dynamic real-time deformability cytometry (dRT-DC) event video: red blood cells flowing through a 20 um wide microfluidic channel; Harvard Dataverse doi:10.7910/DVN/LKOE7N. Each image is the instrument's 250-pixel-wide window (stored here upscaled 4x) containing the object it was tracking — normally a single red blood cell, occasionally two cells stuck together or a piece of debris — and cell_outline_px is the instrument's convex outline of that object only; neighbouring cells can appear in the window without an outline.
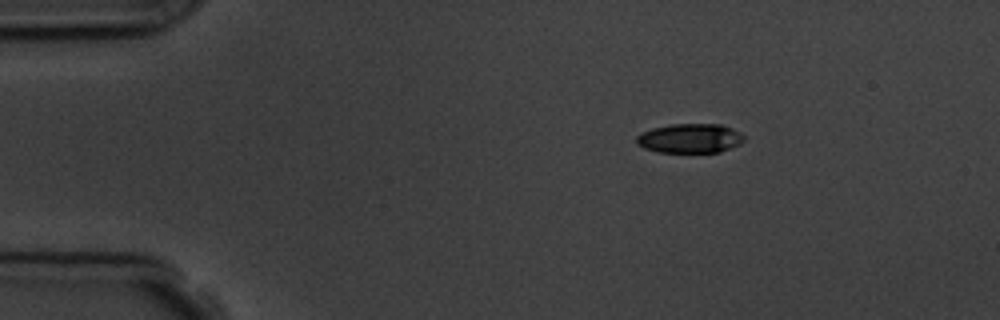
{"species": "common noctule bat (a hibernating species)", "species_latin": "Nyctalus noctula", "temperature_condition": "room temperature", "stored_images_in_passage": 3, "camera_frame_rate_fps": 3000, "um_per_image_px": 0.085, "animal": {"sex": "male", "body_mass_g": 19.5, "forearm_length_mm": 54.6}, "frame": {"image": 1, "passage_image": 1, "time_ms": 0.0, "image_size_px": [1000, 320], "cell_outline_px": [[744, 140], [740, 144], [720, 152], [656, 152], [644, 148], [636, 144], [636, 136], [652, 128], [672, 124], [720, 124], [732, 128], [740, 132], [744, 136]], "centroid_in_image_um": [58.65, 11.76], "position_along_channel_um": 26.4, "area_um2": 18.44}}